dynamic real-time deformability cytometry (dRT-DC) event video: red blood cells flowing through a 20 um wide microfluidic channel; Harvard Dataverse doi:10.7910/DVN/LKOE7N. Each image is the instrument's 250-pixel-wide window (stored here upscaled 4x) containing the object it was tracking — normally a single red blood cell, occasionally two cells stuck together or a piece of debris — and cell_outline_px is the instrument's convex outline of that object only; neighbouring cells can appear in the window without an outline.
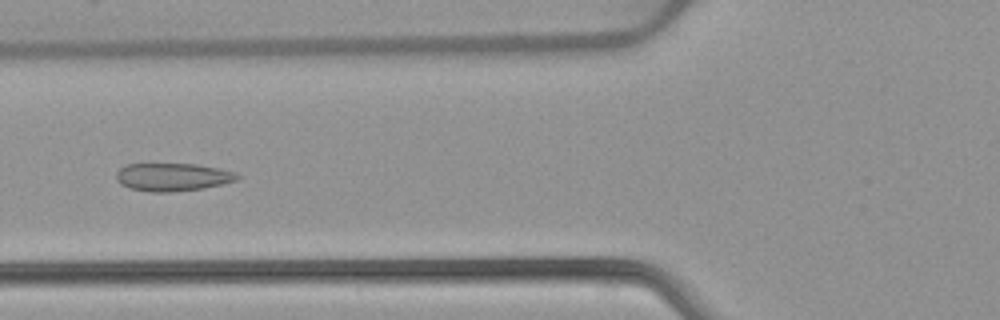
{"species": "common noctule bat (a hibernating species)", "species_latin": "Nyctalus noctula", "temperature_condition": "warm", "stored_images_in_passage": 51, "camera_frame_rate_fps": 3000, "um_per_image_px": 0.085, "animal": {"sex": "female", "body_mass_g": 22.7, "forearm_length_mm": 54.2}, "frame": {"image": 1, "passage_image": 19, "time_ms": 6.0, "image_size_px": [1000, 320], "cell_outline_px": [[240, 176], [236, 180], [224, 184], [204, 188], [168, 192], [148, 192], [128, 188], [120, 184], [116, 180], [116, 172], [120, 168], [128, 164], [196, 164], [220, 168], [236, 172]], "centroid_in_image_um": [14.67, 15.05], "position_along_channel_um": 111.1, "area_um2": 19.88}}
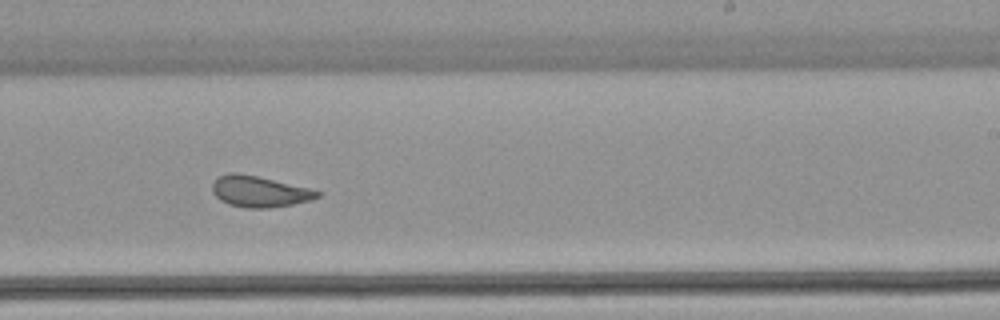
{"frame": {"image": 2, "passage_image": 31, "time_ms": 10.0, "image_size_px": [1000, 320], "cell_outline_px": [[320, 196], [312, 200], [292, 204], [268, 208], [248, 208], [228, 204], [220, 200], [212, 192], [212, 184], [220, 176], [228, 172], [236, 172], [256, 176], [308, 188], [320, 192]], "centroid_in_image_um": [22.02, 16.28], "position_along_channel_um": 267.0, "area_um2": 18.79}}
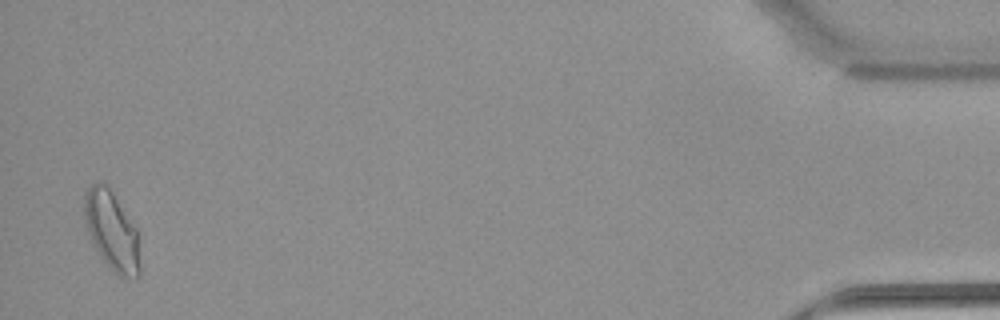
{"frame": {"image": 3, "passage_image": 50, "time_ms": 16.333, "image_size_px": [1000, 320], "cell_outline_px": [[140, 276], [120, 276], [100, 256], [88, 232], [84, 220], [84, 192], [92, 184], [100, 180], [104, 180], [108, 184], [136, 228], [140, 264]], "centroid_in_image_um": [9.48, 19.53], "position_along_channel_um": 425.7, "area_um2": 25.37}, "authors_computed_cell_mechanics": {"area_um2": 20.9236, "velocity_mm_per_s": 3.8992, "shape_relaxation_time_tau1_ms": null, "shape_relaxation_time_tau2_ms": 1.0001, "deformation_change_tau1": null, "deformation_change_tau2": 0.0754}}